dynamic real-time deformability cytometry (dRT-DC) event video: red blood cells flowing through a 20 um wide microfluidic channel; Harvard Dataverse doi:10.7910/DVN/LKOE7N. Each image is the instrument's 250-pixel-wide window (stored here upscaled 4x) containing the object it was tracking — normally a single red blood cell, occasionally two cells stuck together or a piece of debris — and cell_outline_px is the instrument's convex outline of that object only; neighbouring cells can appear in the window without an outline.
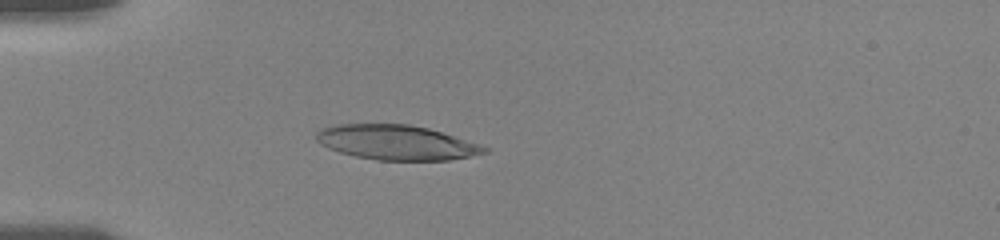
{"species": "human", "species_latin": "Homo sapiens", "temperature_condition": "room temperature", "stored_images_in_passage": 56, "camera_frame_rate_fps": 3000, "um_per_image_px": 0.085, "donor": {"sex": "female"}, "frame": {"image": 1, "passage_image": 17, "time_ms": 5.333, "image_size_px": [1000, 240], "cell_outline_px": [[488, 152], [448, 160], [376, 160], [356, 156], [340, 152], [328, 148], [320, 144], [316, 140], [316, 132], [320, 128], [336, 124], [408, 124], [428, 128], [488, 148]], "centroid_in_image_um": [33.6, 12.1], "position_along_channel_um": 51.4, "area_um2": 33.64}}
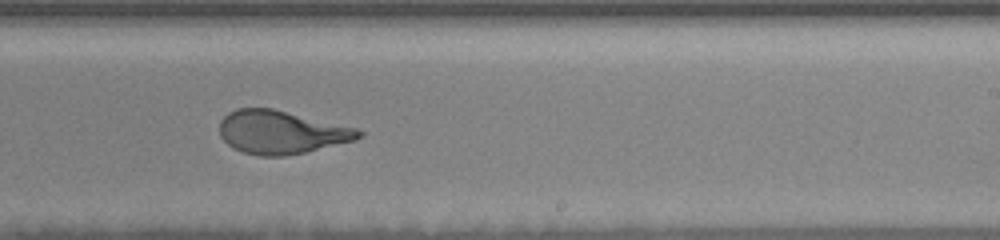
{"frame": {"image": 2, "passage_image": 36, "time_ms": 11.667, "image_size_px": [1000, 240], "cell_outline_px": [[364, 136], [356, 140], [304, 152], [284, 156], [260, 156], [244, 152], [232, 148], [220, 136], [220, 120], [228, 112], [236, 108], [272, 108], [356, 128], [364, 132]], "centroid_in_image_um": [23.89, 11.23], "position_along_channel_um": 265.1, "area_um2": 34.97}}
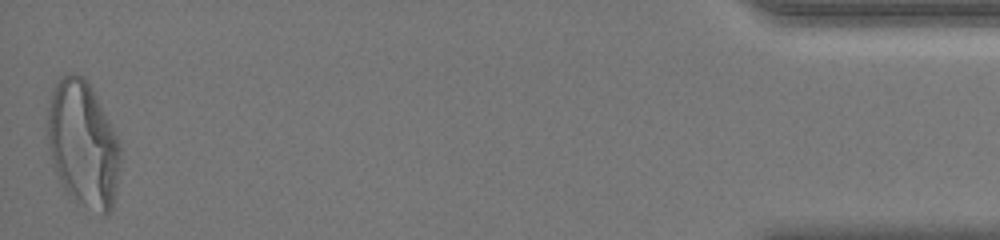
{"frame": {"image": 3, "passage_image": 56, "time_ms": 18.333, "image_size_px": [1000, 240], "cell_outline_px": [[120, 160], [112, 208], [104, 216], [72, 200], [64, 188], [60, 180], [48, 144], [48, 108], [52, 88], [60, 76], [72, 72], [76, 72], [92, 88], [120, 144]], "centroid_in_image_um": [7.05, 12.24], "position_along_channel_um": 428.2, "area_um2": 52.77}, "authors_computed_cell_mechanics": {"area_um2": 35.9227, "velocity_mm_per_s": 3.6425, "shape_relaxation_time_tau1_ms": 4.904, "shape_relaxation_time_tau2_ms": 0.8086, "deformation_change_tau1": 0.2146, "deformation_change_tau2": 0.09}}